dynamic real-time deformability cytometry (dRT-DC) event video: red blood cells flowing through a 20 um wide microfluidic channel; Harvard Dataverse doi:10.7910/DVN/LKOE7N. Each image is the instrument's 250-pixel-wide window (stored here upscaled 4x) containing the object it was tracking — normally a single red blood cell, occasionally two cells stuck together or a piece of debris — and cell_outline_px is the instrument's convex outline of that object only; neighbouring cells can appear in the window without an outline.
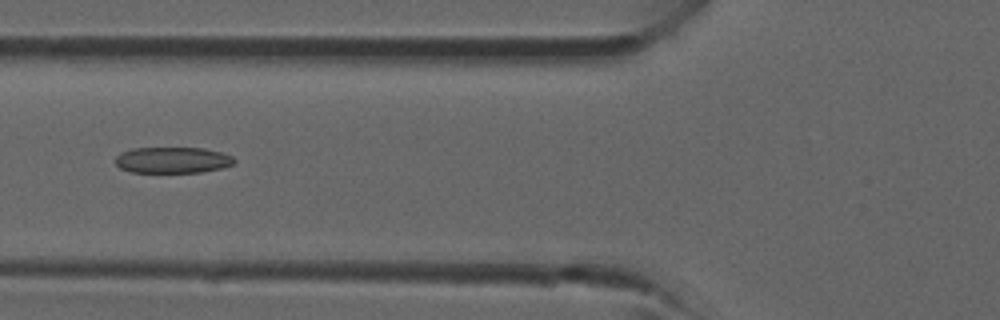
{"species": "common noctule bat (a hibernating species)", "species_latin": "Nyctalus noctula", "temperature_condition": "room temperature", "stored_images_in_passage": 41, "camera_frame_rate_fps": 3000, "um_per_image_px": 0.085, "animal": {"sex": "male", "forearm_length_mm": 52.5}, "frame": {"image": 1, "passage_image": 16, "time_ms": 5.0, "image_size_px": [1000, 320], "cell_outline_px": [[236, 160], [232, 164], [220, 168], [200, 172], [132, 172], [120, 168], [116, 164], [116, 156], [120, 152], [132, 148], [204, 148], [220, 152], [232, 156]], "centroid_in_image_um": [14.64, 13.6], "position_along_channel_um": 111.2, "area_um2": 17.98}}
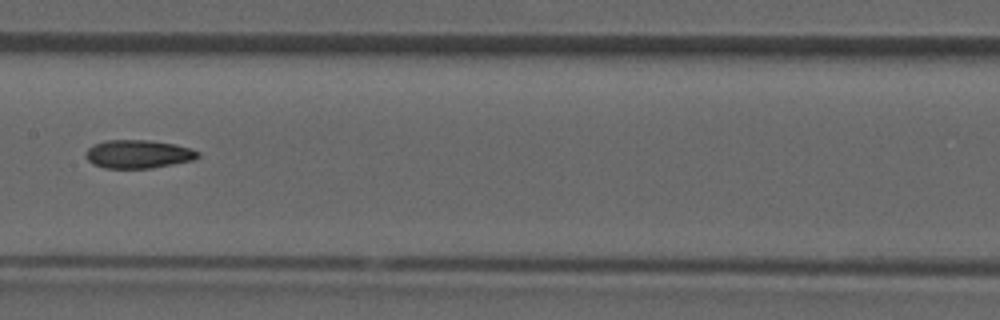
{"frame": {"image": 2, "passage_image": 21, "time_ms": 6.667, "image_size_px": [1000, 320], "cell_outline_px": [[200, 156], [196, 160], [152, 168], [104, 168], [92, 164], [84, 156], [84, 152], [88, 148], [96, 144], [108, 140], [148, 140], [176, 144], [192, 148], [200, 152]], "centroid_in_image_um": [11.78, 13.1], "position_along_channel_um": 195.6, "area_um2": 18.79}}
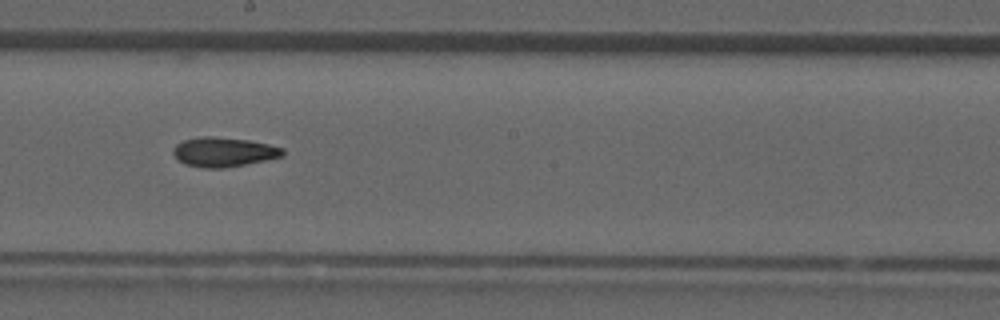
{"frame": {"image": 3, "passage_image": 23, "time_ms": 7.333, "image_size_px": [1000, 320], "cell_outline_px": [[284, 152], [280, 156], [264, 160], [224, 168], [204, 168], [184, 164], [172, 152], [172, 148], [176, 144], [184, 140], [204, 136], [208, 136], [248, 140], [268, 144], [284, 148]], "centroid_in_image_um": [18.98, 12.92], "position_along_channel_um": 229.2, "area_um2": 18.5}}